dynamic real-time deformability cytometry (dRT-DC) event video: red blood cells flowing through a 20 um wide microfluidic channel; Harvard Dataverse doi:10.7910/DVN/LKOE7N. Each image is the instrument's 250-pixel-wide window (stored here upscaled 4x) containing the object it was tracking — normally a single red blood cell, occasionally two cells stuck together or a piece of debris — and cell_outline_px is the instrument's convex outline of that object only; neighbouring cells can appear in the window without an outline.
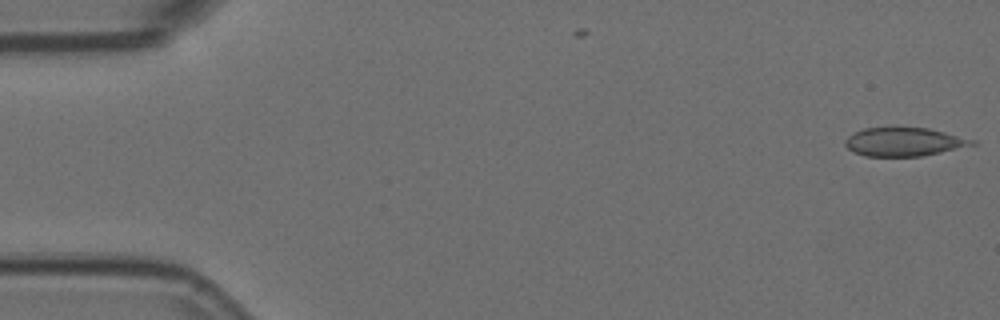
{"species": "Egyptian fruit bat (a non-hibernating species)", "species_latin": "Rousettus aegyptiacus", "temperature_condition": "room temperature", "stored_images_in_passage": 7, "camera_frame_rate_fps": 3000, "um_per_image_px": 0.085, "animal": {"sex": "female"}, "frame": {"image": 1, "passage_image": 1, "time_ms": 0.0, "image_size_px": [1000, 320], "cell_outline_px": [[976, 144], [924, 156], [864, 156], [852, 152], [844, 144], [844, 140], [852, 132], [864, 128], [928, 128], [976, 140]], "centroid_in_image_um": [76.8, 12.06], "position_along_channel_um": 8.2, "area_um2": 21.1}}